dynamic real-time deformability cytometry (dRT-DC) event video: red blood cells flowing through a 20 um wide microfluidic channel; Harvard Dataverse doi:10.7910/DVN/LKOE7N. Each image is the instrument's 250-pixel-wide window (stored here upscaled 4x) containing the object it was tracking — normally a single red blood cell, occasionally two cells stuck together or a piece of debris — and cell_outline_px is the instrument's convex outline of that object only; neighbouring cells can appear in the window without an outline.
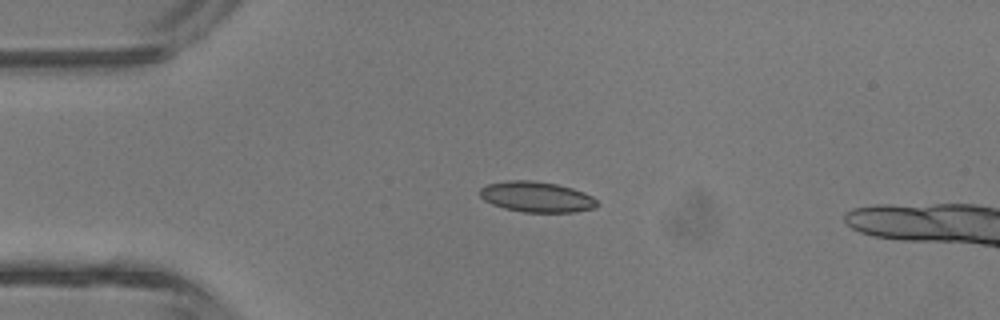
{"species": "common noctule bat (a hibernating species)", "species_latin": "Nyctalus noctula", "temperature_condition": "room temperature", "stored_images_in_passage": 33, "camera_frame_rate_fps": 3000, "um_per_image_px": 0.085, "animal": {"sex": "male", "body_mass_g": 13.3}, "frame": {"image": 1, "passage_image": 1, "time_ms": 0.0, "image_size_px": [1000, 320], "cell_outline_px": [[596, 208], [572, 212], [524, 212], [504, 208], [492, 204], [484, 200], [480, 196], [480, 188], [488, 184], [508, 180], [532, 180], [556, 184], [572, 188], [584, 192], [592, 196], [596, 200]], "centroid_in_image_um": [45.6, 16.73], "position_along_channel_um": 39.4, "area_um2": 20.81}}
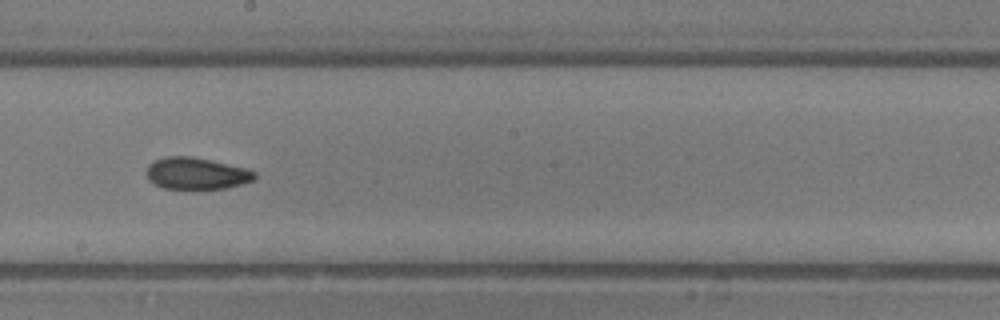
{"frame": {"image": 2, "passage_image": 15, "time_ms": 4.667, "image_size_px": [1000, 320], "cell_outline_px": [[256, 176], [252, 180], [240, 184], [224, 188], [164, 188], [156, 184], [148, 176], [148, 164], [164, 156], [188, 156], [208, 160], [244, 168], [256, 172]], "centroid_in_image_um": [16.69, 14.73], "position_along_channel_um": 231.5, "area_um2": 19.31}}
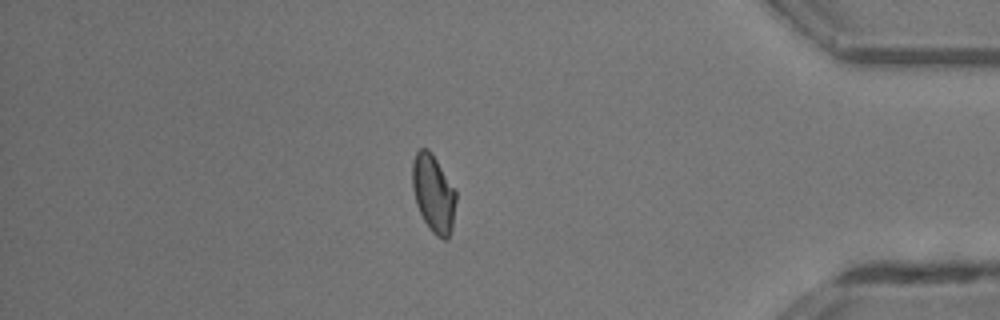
{"frame": {"image": 3, "passage_image": 28, "time_ms": 9.0, "image_size_px": [1000, 320], "cell_outline_px": [[456, 200], [452, 228], [448, 240], [444, 240], [436, 236], [428, 228], [416, 204], [412, 188], [412, 160], [416, 152], [420, 148], [428, 148], [436, 160], [456, 192]], "centroid_in_image_um": [36.82, 16.47], "position_along_channel_um": 398.4, "area_um2": 19.71}, "authors_computed_cell_mechanics": {"area_um2": 19.8254, "velocity_mm_per_s": 4.7293, "shape_relaxation_time_tau1_ms": null, "shape_relaxation_time_tau2_ms": 2.1768, "deformation_change_tau1": null, "deformation_change_tau2": 0.0823}}